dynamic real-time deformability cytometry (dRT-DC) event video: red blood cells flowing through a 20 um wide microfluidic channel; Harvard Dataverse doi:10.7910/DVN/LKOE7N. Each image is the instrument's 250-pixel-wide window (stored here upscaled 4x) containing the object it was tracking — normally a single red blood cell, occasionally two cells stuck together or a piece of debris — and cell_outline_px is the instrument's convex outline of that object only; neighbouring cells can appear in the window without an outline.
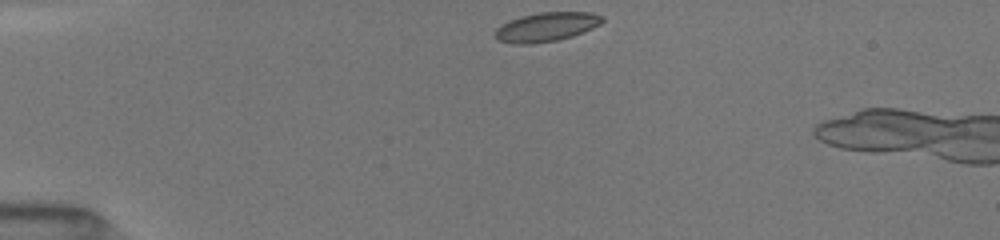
{"species": "common noctule bat (a hibernating species)", "species_latin": "Nyctalus noctula", "temperature_condition": "room temperature", "stored_images_in_passage": 50, "camera_frame_rate_fps": 3000, "um_per_image_px": 0.085, "animal": {"sex": "female", "body_mass_g": 19.5, "forearm_length_mm": 54.1}, "frame": {"image": 1, "passage_image": 1, "time_ms": 0.0, "image_size_px": [1000, 240], "cell_outline_px": [[604, 20], [600, 24], [592, 28], [572, 36], [556, 40], [532, 44], [512, 44], [496, 40], [492, 32], [496, 28], [508, 20], [520, 16], [540, 12], [592, 12], [604, 16]], "centroid_in_image_um": [46.39, 2.29], "position_along_channel_um": 38.6, "area_um2": 18.44}}
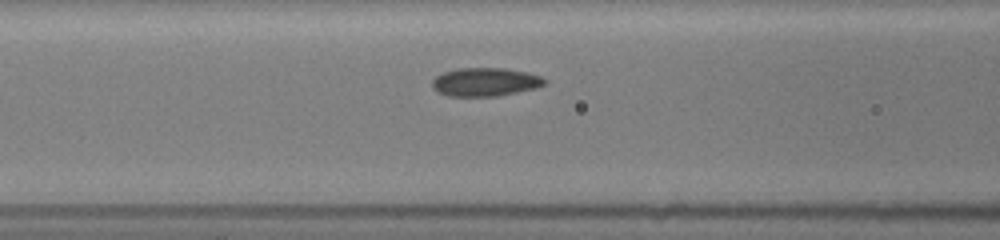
{"frame": {"image": 2, "passage_image": 14, "time_ms": 3.333, "image_size_px": [1000, 240], "cell_outline_px": [[548, 80], [544, 84], [536, 88], [496, 96], [448, 96], [436, 92], [432, 88], [432, 80], [436, 76], [444, 72], [456, 68], [504, 68], [528, 72], [540, 76]], "centroid_in_image_um": [41.22, 6.96], "position_along_channel_um": 125.4, "area_um2": 18.73}}
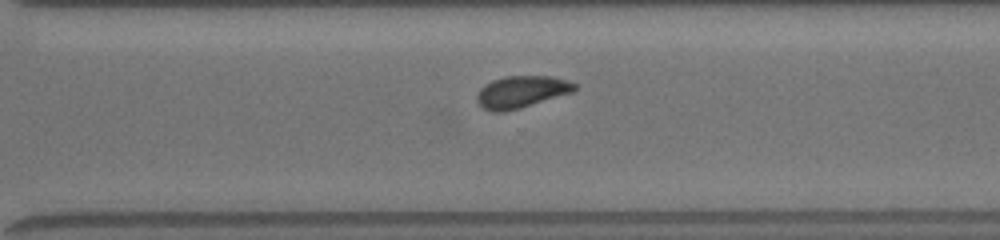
{"frame": {"image": 3, "passage_image": 46, "time_ms": 8.333, "image_size_px": [1000, 240], "cell_outline_px": [[576, 88], [572, 92], [520, 108], [504, 112], [492, 112], [484, 108], [476, 100], [476, 96], [480, 88], [484, 84], [492, 80], [504, 76], [552, 76], [568, 80], [576, 84]], "centroid_in_image_um": [44.29, 7.8], "position_along_channel_um": 326.3, "area_um2": 18.21}}